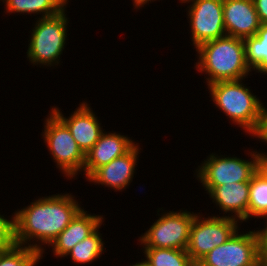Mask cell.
<instances>
[{"instance_id": "1", "label": "cell", "mask_w": 267, "mask_h": 266, "mask_svg": "<svg viewBox=\"0 0 267 266\" xmlns=\"http://www.w3.org/2000/svg\"><path fill=\"white\" fill-rule=\"evenodd\" d=\"M74 198L69 193L45 195L13 212L14 244L38 251L43 259L46 245L49 247L82 209Z\"/></svg>"}, {"instance_id": "2", "label": "cell", "mask_w": 267, "mask_h": 266, "mask_svg": "<svg viewBox=\"0 0 267 266\" xmlns=\"http://www.w3.org/2000/svg\"><path fill=\"white\" fill-rule=\"evenodd\" d=\"M195 51L198 60L194 67L201 75H207V85L245 79L252 71L246 62L242 38L226 35L199 45Z\"/></svg>"}, {"instance_id": "3", "label": "cell", "mask_w": 267, "mask_h": 266, "mask_svg": "<svg viewBox=\"0 0 267 266\" xmlns=\"http://www.w3.org/2000/svg\"><path fill=\"white\" fill-rule=\"evenodd\" d=\"M243 81H220L207 85V88L216 108L249 136L256 138L262 130L266 107Z\"/></svg>"}, {"instance_id": "4", "label": "cell", "mask_w": 267, "mask_h": 266, "mask_svg": "<svg viewBox=\"0 0 267 266\" xmlns=\"http://www.w3.org/2000/svg\"><path fill=\"white\" fill-rule=\"evenodd\" d=\"M66 8L59 14L38 18L32 28L31 37L28 40L27 59L30 63L41 66L59 65L60 56L66 46L68 17Z\"/></svg>"}, {"instance_id": "5", "label": "cell", "mask_w": 267, "mask_h": 266, "mask_svg": "<svg viewBox=\"0 0 267 266\" xmlns=\"http://www.w3.org/2000/svg\"><path fill=\"white\" fill-rule=\"evenodd\" d=\"M250 159L239 157L216 155L212 153L195 170L198 182L202 183L208 194L215 186L227 183L250 181L254 173L259 169L262 153L259 151H248ZM250 160V161H249Z\"/></svg>"}, {"instance_id": "6", "label": "cell", "mask_w": 267, "mask_h": 266, "mask_svg": "<svg viewBox=\"0 0 267 266\" xmlns=\"http://www.w3.org/2000/svg\"><path fill=\"white\" fill-rule=\"evenodd\" d=\"M41 135L56 167L64 174L63 177L75 180L77 175L82 174L80 172H83L85 154L68 127L51 110L44 120Z\"/></svg>"}, {"instance_id": "7", "label": "cell", "mask_w": 267, "mask_h": 266, "mask_svg": "<svg viewBox=\"0 0 267 266\" xmlns=\"http://www.w3.org/2000/svg\"><path fill=\"white\" fill-rule=\"evenodd\" d=\"M239 230L224 244L214 247L198 264L200 266L258 265L262 261V235L260 229L256 231L249 230L247 233H240Z\"/></svg>"}, {"instance_id": "8", "label": "cell", "mask_w": 267, "mask_h": 266, "mask_svg": "<svg viewBox=\"0 0 267 266\" xmlns=\"http://www.w3.org/2000/svg\"><path fill=\"white\" fill-rule=\"evenodd\" d=\"M157 214L159 218L139 239L142 247L186 250L190 228L197 213L187 210L167 211Z\"/></svg>"}, {"instance_id": "9", "label": "cell", "mask_w": 267, "mask_h": 266, "mask_svg": "<svg viewBox=\"0 0 267 266\" xmlns=\"http://www.w3.org/2000/svg\"><path fill=\"white\" fill-rule=\"evenodd\" d=\"M197 213L191 228L186 248L193 263H198L214 247L224 244L238 229L240 222L223 216H208ZM204 217V218H203Z\"/></svg>"}, {"instance_id": "10", "label": "cell", "mask_w": 267, "mask_h": 266, "mask_svg": "<svg viewBox=\"0 0 267 266\" xmlns=\"http://www.w3.org/2000/svg\"><path fill=\"white\" fill-rule=\"evenodd\" d=\"M191 3L187 15L194 48L199 45L226 36L223 18V0H184Z\"/></svg>"}, {"instance_id": "11", "label": "cell", "mask_w": 267, "mask_h": 266, "mask_svg": "<svg viewBox=\"0 0 267 266\" xmlns=\"http://www.w3.org/2000/svg\"><path fill=\"white\" fill-rule=\"evenodd\" d=\"M51 111L68 127L84 154L95 145L105 130L91 106L85 101H82L67 118L59 107L53 106Z\"/></svg>"}, {"instance_id": "12", "label": "cell", "mask_w": 267, "mask_h": 266, "mask_svg": "<svg viewBox=\"0 0 267 266\" xmlns=\"http://www.w3.org/2000/svg\"><path fill=\"white\" fill-rule=\"evenodd\" d=\"M140 149L139 143H136L123 156L97 168L86 181L95 183L94 185L110 187L114 192L128 188L136 172Z\"/></svg>"}, {"instance_id": "13", "label": "cell", "mask_w": 267, "mask_h": 266, "mask_svg": "<svg viewBox=\"0 0 267 266\" xmlns=\"http://www.w3.org/2000/svg\"><path fill=\"white\" fill-rule=\"evenodd\" d=\"M223 18L227 36H255L260 21L253 0H223Z\"/></svg>"}, {"instance_id": "14", "label": "cell", "mask_w": 267, "mask_h": 266, "mask_svg": "<svg viewBox=\"0 0 267 266\" xmlns=\"http://www.w3.org/2000/svg\"><path fill=\"white\" fill-rule=\"evenodd\" d=\"M131 137L120 133L103 132L95 145L85 154L83 175L87 179L97 168L123 156L136 143Z\"/></svg>"}, {"instance_id": "15", "label": "cell", "mask_w": 267, "mask_h": 266, "mask_svg": "<svg viewBox=\"0 0 267 266\" xmlns=\"http://www.w3.org/2000/svg\"><path fill=\"white\" fill-rule=\"evenodd\" d=\"M103 215L88 214L82 209L72 219L69 225L57 236L51 243L52 253L56 258L65 257V255L84 238L91 235L102 223Z\"/></svg>"}, {"instance_id": "16", "label": "cell", "mask_w": 267, "mask_h": 266, "mask_svg": "<svg viewBox=\"0 0 267 266\" xmlns=\"http://www.w3.org/2000/svg\"><path fill=\"white\" fill-rule=\"evenodd\" d=\"M208 195L227 217L248 222L249 181L215 186Z\"/></svg>"}, {"instance_id": "17", "label": "cell", "mask_w": 267, "mask_h": 266, "mask_svg": "<svg viewBox=\"0 0 267 266\" xmlns=\"http://www.w3.org/2000/svg\"><path fill=\"white\" fill-rule=\"evenodd\" d=\"M5 4V14L12 13L22 14H37L40 18L51 17L59 14L67 5L63 0H0Z\"/></svg>"}, {"instance_id": "18", "label": "cell", "mask_w": 267, "mask_h": 266, "mask_svg": "<svg viewBox=\"0 0 267 266\" xmlns=\"http://www.w3.org/2000/svg\"><path fill=\"white\" fill-rule=\"evenodd\" d=\"M246 62L252 71L267 74V24L255 36L244 38Z\"/></svg>"}, {"instance_id": "19", "label": "cell", "mask_w": 267, "mask_h": 266, "mask_svg": "<svg viewBox=\"0 0 267 266\" xmlns=\"http://www.w3.org/2000/svg\"><path fill=\"white\" fill-rule=\"evenodd\" d=\"M252 217L267 222V175L260 168L249 181L248 220Z\"/></svg>"}, {"instance_id": "20", "label": "cell", "mask_w": 267, "mask_h": 266, "mask_svg": "<svg viewBox=\"0 0 267 266\" xmlns=\"http://www.w3.org/2000/svg\"><path fill=\"white\" fill-rule=\"evenodd\" d=\"M99 228H101V225L91 235L77 243L65 257L70 256L74 264L80 265L91 264L94 260L100 259L106 249L104 248L105 243L102 241V234L99 232Z\"/></svg>"}, {"instance_id": "21", "label": "cell", "mask_w": 267, "mask_h": 266, "mask_svg": "<svg viewBox=\"0 0 267 266\" xmlns=\"http://www.w3.org/2000/svg\"><path fill=\"white\" fill-rule=\"evenodd\" d=\"M144 257L150 266H192L186 250L142 247Z\"/></svg>"}, {"instance_id": "22", "label": "cell", "mask_w": 267, "mask_h": 266, "mask_svg": "<svg viewBox=\"0 0 267 266\" xmlns=\"http://www.w3.org/2000/svg\"><path fill=\"white\" fill-rule=\"evenodd\" d=\"M40 259L38 251L17 244L0 252V266H36Z\"/></svg>"}, {"instance_id": "23", "label": "cell", "mask_w": 267, "mask_h": 266, "mask_svg": "<svg viewBox=\"0 0 267 266\" xmlns=\"http://www.w3.org/2000/svg\"><path fill=\"white\" fill-rule=\"evenodd\" d=\"M13 244H14L13 215L8 219L0 214V250H7Z\"/></svg>"}, {"instance_id": "24", "label": "cell", "mask_w": 267, "mask_h": 266, "mask_svg": "<svg viewBox=\"0 0 267 266\" xmlns=\"http://www.w3.org/2000/svg\"><path fill=\"white\" fill-rule=\"evenodd\" d=\"M261 24H267V0H253Z\"/></svg>"}, {"instance_id": "25", "label": "cell", "mask_w": 267, "mask_h": 266, "mask_svg": "<svg viewBox=\"0 0 267 266\" xmlns=\"http://www.w3.org/2000/svg\"><path fill=\"white\" fill-rule=\"evenodd\" d=\"M262 235V261L267 265V222L260 229Z\"/></svg>"}, {"instance_id": "26", "label": "cell", "mask_w": 267, "mask_h": 266, "mask_svg": "<svg viewBox=\"0 0 267 266\" xmlns=\"http://www.w3.org/2000/svg\"><path fill=\"white\" fill-rule=\"evenodd\" d=\"M256 138L258 140H261V142H265V144L267 143V108L264 114V122H263L262 130Z\"/></svg>"}, {"instance_id": "27", "label": "cell", "mask_w": 267, "mask_h": 266, "mask_svg": "<svg viewBox=\"0 0 267 266\" xmlns=\"http://www.w3.org/2000/svg\"><path fill=\"white\" fill-rule=\"evenodd\" d=\"M259 168L267 175V153H262Z\"/></svg>"}, {"instance_id": "28", "label": "cell", "mask_w": 267, "mask_h": 266, "mask_svg": "<svg viewBox=\"0 0 267 266\" xmlns=\"http://www.w3.org/2000/svg\"><path fill=\"white\" fill-rule=\"evenodd\" d=\"M133 1V6L135 7L134 9H141V7H144V5L148 4L149 2H154L156 0H132Z\"/></svg>"}, {"instance_id": "29", "label": "cell", "mask_w": 267, "mask_h": 266, "mask_svg": "<svg viewBox=\"0 0 267 266\" xmlns=\"http://www.w3.org/2000/svg\"><path fill=\"white\" fill-rule=\"evenodd\" d=\"M130 266H150L149 263L147 262V260L142 259V261L140 262H136L135 264H132Z\"/></svg>"}, {"instance_id": "30", "label": "cell", "mask_w": 267, "mask_h": 266, "mask_svg": "<svg viewBox=\"0 0 267 266\" xmlns=\"http://www.w3.org/2000/svg\"><path fill=\"white\" fill-rule=\"evenodd\" d=\"M256 266H267L263 261H261L258 265Z\"/></svg>"}, {"instance_id": "31", "label": "cell", "mask_w": 267, "mask_h": 266, "mask_svg": "<svg viewBox=\"0 0 267 266\" xmlns=\"http://www.w3.org/2000/svg\"><path fill=\"white\" fill-rule=\"evenodd\" d=\"M63 2L68 5L69 0H63Z\"/></svg>"}, {"instance_id": "32", "label": "cell", "mask_w": 267, "mask_h": 266, "mask_svg": "<svg viewBox=\"0 0 267 266\" xmlns=\"http://www.w3.org/2000/svg\"><path fill=\"white\" fill-rule=\"evenodd\" d=\"M192 266H200L198 263H194Z\"/></svg>"}]
</instances>
